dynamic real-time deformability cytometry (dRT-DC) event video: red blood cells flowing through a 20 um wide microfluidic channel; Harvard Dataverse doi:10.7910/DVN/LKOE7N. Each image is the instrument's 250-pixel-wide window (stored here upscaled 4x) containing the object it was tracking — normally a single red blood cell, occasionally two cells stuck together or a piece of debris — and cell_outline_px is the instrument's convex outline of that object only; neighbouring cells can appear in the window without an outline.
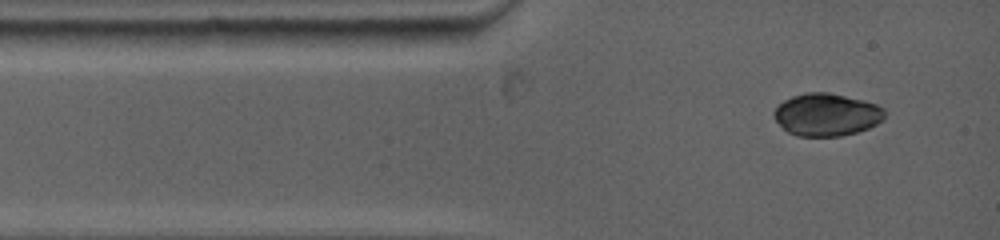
{"species": "common noctule bat (a hibernating species)", "species_latin": "Nyctalus noctula", "temperature_condition": "warm", "stored_images_in_passage": 3, "segment_of_instrument_passage": [1, 2], "camera_frame_rate_fps": 5000, "um_per_image_px": 0.085, "animal": {"sex": "female", "body_mass_g": 19.0, "forearm_length_mm": 53.3}, "frame": {"image": 1, "passage_image": 1, "time_ms": 0.0, "image_size_px": [1000, 240], "cell_outline_px": [[884, 116], [876, 124], [868, 128], [856, 132], [840, 136], [796, 136], [788, 132], [772, 116], [772, 112], [784, 100], [792, 96], [808, 92], [828, 92], [864, 100], [876, 104], [884, 108]], "centroid_in_image_um": [70.24, 9.74], "position_along_channel_um": 14.8, "area_um2": 27.34}}